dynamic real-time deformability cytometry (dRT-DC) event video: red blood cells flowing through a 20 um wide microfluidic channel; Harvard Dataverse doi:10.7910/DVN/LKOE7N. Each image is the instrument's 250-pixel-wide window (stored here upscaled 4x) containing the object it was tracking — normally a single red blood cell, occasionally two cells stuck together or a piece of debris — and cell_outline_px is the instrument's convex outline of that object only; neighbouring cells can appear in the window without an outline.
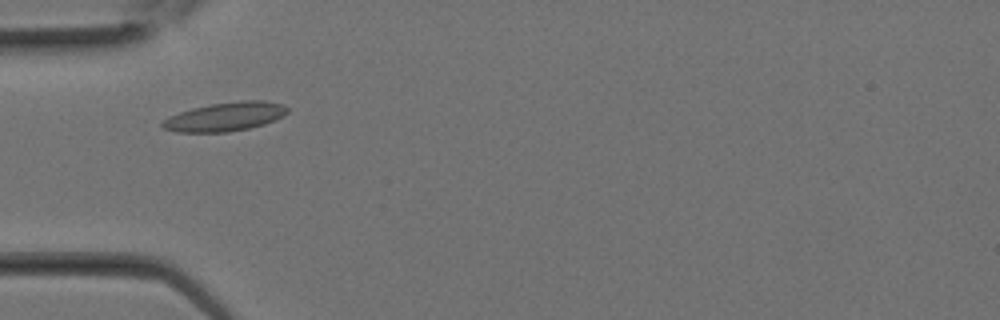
{"species": "Egyptian fruit bat (a non-hibernating species)", "species_latin": "Rousettus aegyptiacus", "temperature_condition": "room temperature", "stored_images_in_passage": 14, "camera_frame_rate_fps": 3000, "um_per_image_px": 0.085, "animal": {"sex": "female"}, "frame": {"image": 1, "passage_image": 4, "time_ms": 1.0, "image_size_px": [1000, 320], "cell_outline_px": [[288, 112], [284, 116], [264, 124], [248, 128], [228, 132], [176, 132], [164, 128], [160, 124], [168, 116], [192, 108], [212, 104], [240, 100], [268, 100], [284, 104], [288, 108]], "centroid_in_image_um": [19.17, 9.91], "position_along_channel_um": 65.8, "area_um2": 21.1}}
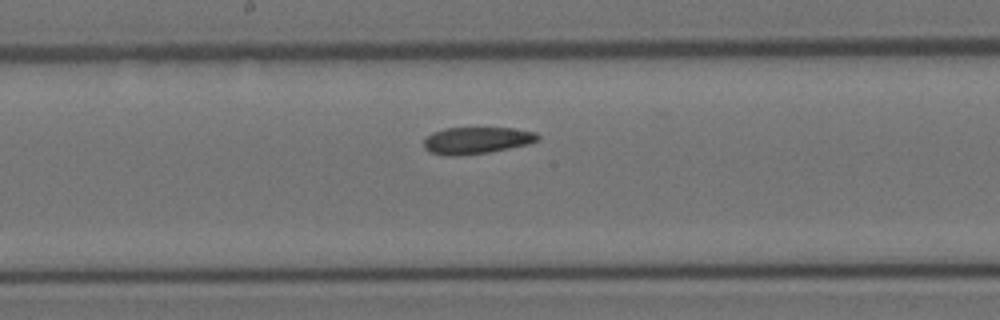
{"frame": {"image": 2, "passage_image": 10, "time_ms": 3.0, "image_size_px": [1000, 320], "cell_outline_px": [[540, 140], [528, 144], [488, 152], [460, 156], [448, 156], [428, 152], [424, 148], [424, 140], [432, 132], [444, 128], [512, 128], [536, 132], [540, 136]], "centroid_in_image_um": [40.5, 11.93], "position_along_channel_um": 207.7, "area_um2": 17.92}}
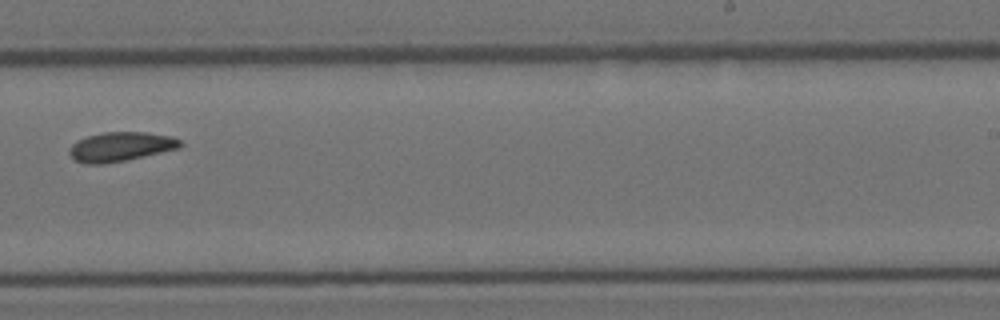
{"frame": {"image": 3, "passage_image": 13, "time_ms": 4.0, "image_size_px": [1000, 320], "cell_outline_px": [[184, 144], [180, 148], [124, 160], [104, 164], [84, 164], [76, 160], [68, 152], [72, 144], [88, 136], [104, 132], [148, 132], [172, 136], [180, 140]], "centroid_in_image_um": [10.29, 12.46], "position_along_channel_um": 278.7, "area_um2": 18.79}}